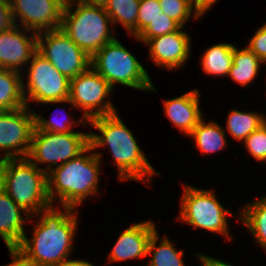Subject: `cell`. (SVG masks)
Wrapping results in <instances>:
<instances>
[{
	"label": "cell",
	"instance_id": "cell-1",
	"mask_svg": "<svg viewBox=\"0 0 266 266\" xmlns=\"http://www.w3.org/2000/svg\"><path fill=\"white\" fill-rule=\"evenodd\" d=\"M63 213L50 207L39 212L31 240L25 235L17 249L39 266L61 264L69 260L77 217L72 207H63Z\"/></svg>",
	"mask_w": 266,
	"mask_h": 266
},
{
	"label": "cell",
	"instance_id": "cell-2",
	"mask_svg": "<svg viewBox=\"0 0 266 266\" xmlns=\"http://www.w3.org/2000/svg\"><path fill=\"white\" fill-rule=\"evenodd\" d=\"M88 122L101 133H90L89 145L93 150L108 145L114 157V165H117L119 170V181H142L145 176L150 179L153 175H158L140 150L132 132L123 124L117 113L99 116Z\"/></svg>",
	"mask_w": 266,
	"mask_h": 266
},
{
	"label": "cell",
	"instance_id": "cell-3",
	"mask_svg": "<svg viewBox=\"0 0 266 266\" xmlns=\"http://www.w3.org/2000/svg\"><path fill=\"white\" fill-rule=\"evenodd\" d=\"M91 151L93 149L89 145L68 162L54 169L51 165L46 167L47 193L51 204L58 199L55 193L63 207L72 208L79 206L90 194L97 193L101 154ZM88 152H91L90 155H84Z\"/></svg>",
	"mask_w": 266,
	"mask_h": 266
},
{
	"label": "cell",
	"instance_id": "cell-4",
	"mask_svg": "<svg viewBox=\"0 0 266 266\" xmlns=\"http://www.w3.org/2000/svg\"><path fill=\"white\" fill-rule=\"evenodd\" d=\"M3 190L26 213L36 214L52 204L47 193V173L28 158L4 159Z\"/></svg>",
	"mask_w": 266,
	"mask_h": 266
},
{
	"label": "cell",
	"instance_id": "cell-5",
	"mask_svg": "<svg viewBox=\"0 0 266 266\" xmlns=\"http://www.w3.org/2000/svg\"><path fill=\"white\" fill-rule=\"evenodd\" d=\"M74 1L66 0L60 28L79 48L92 57L115 39L108 27V23H111L110 16L102 5L81 2H77L75 11L71 12Z\"/></svg>",
	"mask_w": 266,
	"mask_h": 266
},
{
	"label": "cell",
	"instance_id": "cell-6",
	"mask_svg": "<svg viewBox=\"0 0 266 266\" xmlns=\"http://www.w3.org/2000/svg\"><path fill=\"white\" fill-rule=\"evenodd\" d=\"M91 68L112 88L119 83L138 90L157 91L143 65L117 39L91 57Z\"/></svg>",
	"mask_w": 266,
	"mask_h": 266
},
{
	"label": "cell",
	"instance_id": "cell-7",
	"mask_svg": "<svg viewBox=\"0 0 266 266\" xmlns=\"http://www.w3.org/2000/svg\"><path fill=\"white\" fill-rule=\"evenodd\" d=\"M179 219L211 232L229 237L226 215L231 214L217 201L213 191L185 186Z\"/></svg>",
	"mask_w": 266,
	"mask_h": 266
},
{
	"label": "cell",
	"instance_id": "cell-8",
	"mask_svg": "<svg viewBox=\"0 0 266 266\" xmlns=\"http://www.w3.org/2000/svg\"><path fill=\"white\" fill-rule=\"evenodd\" d=\"M112 89L101 75L93 68H88L75 78L70 79V94L66 103L72 104L74 108L83 109L84 115L80 123L88 122L99 116L115 114L117 112L112 103L105 101V97L109 96Z\"/></svg>",
	"mask_w": 266,
	"mask_h": 266
},
{
	"label": "cell",
	"instance_id": "cell-9",
	"mask_svg": "<svg viewBox=\"0 0 266 266\" xmlns=\"http://www.w3.org/2000/svg\"><path fill=\"white\" fill-rule=\"evenodd\" d=\"M44 34H37V51L61 74L72 79L91 67V57L61 28L44 31Z\"/></svg>",
	"mask_w": 266,
	"mask_h": 266
},
{
	"label": "cell",
	"instance_id": "cell-10",
	"mask_svg": "<svg viewBox=\"0 0 266 266\" xmlns=\"http://www.w3.org/2000/svg\"><path fill=\"white\" fill-rule=\"evenodd\" d=\"M89 146V134L55 133L34 128L30 152L27 158L36 163L62 165L78 156ZM33 160V161H32Z\"/></svg>",
	"mask_w": 266,
	"mask_h": 266
},
{
	"label": "cell",
	"instance_id": "cell-11",
	"mask_svg": "<svg viewBox=\"0 0 266 266\" xmlns=\"http://www.w3.org/2000/svg\"><path fill=\"white\" fill-rule=\"evenodd\" d=\"M29 100L40 103H63L69 99L70 79L61 74L43 55L36 51L28 69ZM28 97V98H27Z\"/></svg>",
	"mask_w": 266,
	"mask_h": 266
},
{
	"label": "cell",
	"instance_id": "cell-12",
	"mask_svg": "<svg viewBox=\"0 0 266 266\" xmlns=\"http://www.w3.org/2000/svg\"><path fill=\"white\" fill-rule=\"evenodd\" d=\"M27 109L24 106L17 110L0 111V150L5 153L3 159L27 158L30 152L35 113L30 110L28 113Z\"/></svg>",
	"mask_w": 266,
	"mask_h": 266
},
{
	"label": "cell",
	"instance_id": "cell-13",
	"mask_svg": "<svg viewBox=\"0 0 266 266\" xmlns=\"http://www.w3.org/2000/svg\"><path fill=\"white\" fill-rule=\"evenodd\" d=\"M13 19L20 16L25 32L41 33L61 27L66 0H9ZM43 29V31H42ZM36 31V32H35Z\"/></svg>",
	"mask_w": 266,
	"mask_h": 266
},
{
	"label": "cell",
	"instance_id": "cell-14",
	"mask_svg": "<svg viewBox=\"0 0 266 266\" xmlns=\"http://www.w3.org/2000/svg\"><path fill=\"white\" fill-rule=\"evenodd\" d=\"M180 27L177 31L150 38L148 44L150 50V59L158 66L174 69L182 66L189 58L190 54V37L181 31Z\"/></svg>",
	"mask_w": 266,
	"mask_h": 266
},
{
	"label": "cell",
	"instance_id": "cell-15",
	"mask_svg": "<svg viewBox=\"0 0 266 266\" xmlns=\"http://www.w3.org/2000/svg\"><path fill=\"white\" fill-rule=\"evenodd\" d=\"M13 28L0 33V68L19 71L21 64L29 62L37 51V33L31 37Z\"/></svg>",
	"mask_w": 266,
	"mask_h": 266
},
{
	"label": "cell",
	"instance_id": "cell-16",
	"mask_svg": "<svg viewBox=\"0 0 266 266\" xmlns=\"http://www.w3.org/2000/svg\"><path fill=\"white\" fill-rule=\"evenodd\" d=\"M156 231L153 222L131 225L123 231L109 255V262L126 261L147 256L148 243Z\"/></svg>",
	"mask_w": 266,
	"mask_h": 266
},
{
	"label": "cell",
	"instance_id": "cell-17",
	"mask_svg": "<svg viewBox=\"0 0 266 266\" xmlns=\"http://www.w3.org/2000/svg\"><path fill=\"white\" fill-rule=\"evenodd\" d=\"M199 91L197 89L177 98L164 101L165 115L181 132L190 134L202 119L199 110Z\"/></svg>",
	"mask_w": 266,
	"mask_h": 266
},
{
	"label": "cell",
	"instance_id": "cell-18",
	"mask_svg": "<svg viewBox=\"0 0 266 266\" xmlns=\"http://www.w3.org/2000/svg\"><path fill=\"white\" fill-rule=\"evenodd\" d=\"M22 210L4 190L0 192V236L8 248H17L26 235Z\"/></svg>",
	"mask_w": 266,
	"mask_h": 266
},
{
	"label": "cell",
	"instance_id": "cell-19",
	"mask_svg": "<svg viewBox=\"0 0 266 266\" xmlns=\"http://www.w3.org/2000/svg\"><path fill=\"white\" fill-rule=\"evenodd\" d=\"M24 86L20 72L0 68V111L17 110L28 106L24 98L26 94Z\"/></svg>",
	"mask_w": 266,
	"mask_h": 266
},
{
	"label": "cell",
	"instance_id": "cell-20",
	"mask_svg": "<svg viewBox=\"0 0 266 266\" xmlns=\"http://www.w3.org/2000/svg\"><path fill=\"white\" fill-rule=\"evenodd\" d=\"M140 0H108L104 8L111 23L120 22L135 37L138 36V12Z\"/></svg>",
	"mask_w": 266,
	"mask_h": 266
},
{
	"label": "cell",
	"instance_id": "cell-21",
	"mask_svg": "<svg viewBox=\"0 0 266 266\" xmlns=\"http://www.w3.org/2000/svg\"><path fill=\"white\" fill-rule=\"evenodd\" d=\"M261 63L263 62L247 47L238 50L234 46L233 64L227 76L240 85L246 86L258 74Z\"/></svg>",
	"mask_w": 266,
	"mask_h": 266
},
{
	"label": "cell",
	"instance_id": "cell-22",
	"mask_svg": "<svg viewBox=\"0 0 266 266\" xmlns=\"http://www.w3.org/2000/svg\"><path fill=\"white\" fill-rule=\"evenodd\" d=\"M234 45L217 44L209 47L203 54L201 65L206 74L228 75L233 64Z\"/></svg>",
	"mask_w": 266,
	"mask_h": 266
},
{
	"label": "cell",
	"instance_id": "cell-23",
	"mask_svg": "<svg viewBox=\"0 0 266 266\" xmlns=\"http://www.w3.org/2000/svg\"><path fill=\"white\" fill-rule=\"evenodd\" d=\"M189 136L194 138L197 147L202 153H212L226 146L224 130L214 122L205 124L203 118Z\"/></svg>",
	"mask_w": 266,
	"mask_h": 266
},
{
	"label": "cell",
	"instance_id": "cell-24",
	"mask_svg": "<svg viewBox=\"0 0 266 266\" xmlns=\"http://www.w3.org/2000/svg\"><path fill=\"white\" fill-rule=\"evenodd\" d=\"M244 209L240 215L241 221L266 250V197L247 204Z\"/></svg>",
	"mask_w": 266,
	"mask_h": 266
},
{
	"label": "cell",
	"instance_id": "cell-25",
	"mask_svg": "<svg viewBox=\"0 0 266 266\" xmlns=\"http://www.w3.org/2000/svg\"><path fill=\"white\" fill-rule=\"evenodd\" d=\"M158 238L157 231H155L148 243L147 255L151 254L153 257L149 266H185L182 259L184 252L176 251L167 237H164L160 245L156 247Z\"/></svg>",
	"mask_w": 266,
	"mask_h": 266
},
{
	"label": "cell",
	"instance_id": "cell-26",
	"mask_svg": "<svg viewBox=\"0 0 266 266\" xmlns=\"http://www.w3.org/2000/svg\"><path fill=\"white\" fill-rule=\"evenodd\" d=\"M265 121L262 115L232 110L226 123L230 134L235 139L243 141Z\"/></svg>",
	"mask_w": 266,
	"mask_h": 266
},
{
	"label": "cell",
	"instance_id": "cell-27",
	"mask_svg": "<svg viewBox=\"0 0 266 266\" xmlns=\"http://www.w3.org/2000/svg\"><path fill=\"white\" fill-rule=\"evenodd\" d=\"M181 26L164 13L159 14L136 39L146 43L150 38H155L177 31Z\"/></svg>",
	"mask_w": 266,
	"mask_h": 266
},
{
	"label": "cell",
	"instance_id": "cell-28",
	"mask_svg": "<svg viewBox=\"0 0 266 266\" xmlns=\"http://www.w3.org/2000/svg\"><path fill=\"white\" fill-rule=\"evenodd\" d=\"M162 13L172 18L181 27L188 21L193 11L191 0H159Z\"/></svg>",
	"mask_w": 266,
	"mask_h": 266
},
{
	"label": "cell",
	"instance_id": "cell-29",
	"mask_svg": "<svg viewBox=\"0 0 266 266\" xmlns=\"http://www.w3.org/2000/svg\"><path fill=\"white\" fill-rule=\"evenodd\" d=\"M248 152L258 161H266V121L245 140Z\"/></svg>",
	"mask_w": 266,
	"mask_h": 266
},
{
	"label": "cell",
	"instance_id": "cell-30",
	"mask_svg": "<svg viewBox=\"0 0 266 266\" xmlns=\"http://www.w3.org/2000/svg\"><path fill=\"white\" fill-rule=\"evenodd\" d=\"M162 13L159 0H140L138 12V35Z\"/></svg>",
	"mask_w": 266,
	"mask_h": 266
},
{
	"label": "cell",
	"instance_id": "cell-31",
	"mask_svg": "<svg viewBox=\"0 0 266 266\" xmlns=\"http://www.w3.org/2000/svg\"><path fill=\"white\" fill-rule=\"evenodd\" d=\"M247 48L263 63L266 62V23L257 30Z\"/></svg>",
	"mask_w": 266,
	"mask_h": 266
},
{
	"label": "cell",
	"instance_id": "cell-32",
	"mask_svg": "<svg viewBox=\"0 0 266 266\" xmlns=\"http://www.w3.org/2000/svg\"><path fill=\"white\" fill-rule=\"evenodd\" d=\"M35 116V128L40 131H48V132H55V133H80V132H73L71 130L72 124L67 123L63 124L61 121H50L47 119H43L41 116L34 114ZM69 125V126H68Z\"/></svg>",
	"mask_w": 266,
	"mask_h": 266
},
{
	"label": "cell",
	"instance_id": "cell-33",
	"mask_svg": "<svg viewBox=\"0 0 266 266\" xmlns=\"http://www.w3.org/2000/svg\"><path fill=\"white\" fill-rule=\"evenodd\" d=\"M15 26L9 0H0V33Z\"/></svg>",
	"mask_w": 266,
	"mask_h": 266
},
{
	"label": "cell",
	"instance_id": "cell-34",
	"mask_svg": "<svg viewBox=\"0 0 266 266\" xmlns=\"http://www.w3.org/2000/svg\"><path fill=\"white\" fill-rule=\"evenodd\" d=\"M11 256L13 257L12 263L5 266H39L34 261L28 259L22 252L17 248H8Z\"/></svg>",
	"mask_w": 266,
	"mask_h": 266
},
{
	"label": "cell",
	"instance_id": "cell-35",
	"mask_svg": "<svg viewBox=\"0 0 266 266\" xmlns=\"http://www.w3.org/2000/svg\"><path fill=\"white\" fill-rule=\"evenodd\" d=\"M217 0H191L192 8L195 10L194 18H199L205 13Z\"/></svg>",
	"mask_w": 266,
	"mask_h": 266
},
{
	"label": "cell",
	"instance_id": "cell-36",
	"mask_svg": "<svg viewBox=\"0 0 266 266\" xmlns=\"http://www.w3.org/2000/svg\"><path fill=\"white\" fill-rule=\"evenodd\" d=\"M198 257H199L200 261L203 263V266H232V265L227 264L223 261L213 259L209 256H205L202 254H198Z\"/></svg>",
	"mask_w": 266,
	"mask_h": 266
},
{
	"label": "cell",
	"instance_id": "cell-37",
	"mask_svg": "<svg viewBox=\"0 0 266 266\" xmlns=\"http://www.w3.org/2000/svg\"><path fill=\"white\" fill-rule=\"evenodd\" d=\"M49 266H94V265L84 260H66L61 264H54Z\"/></svg>",
	"mask_w": 266,
	"mask_h": 266
},
{
	"label": "cell",
	"instance_id": "cell-38",
	"mask_svg": "<svg viewBox=\"0 0 266 266\" xmlns=\"http://www.w3.org/2000/svg\"><path fill=\"white\" fill-rule=\"evenodd\" d=\"M4 185V159L0 158V192L3 191Z\"/></svg>",
	"mask_w": 266,
	"mask_h": 266
},
{
	"label": "cell",
	"instance_id": "cell-39",
	"mask_svg": "<svg viewBox=\"0 0 266 266\" xmlns=\"http://www.w3.org/2000/svg\"><path fill=\"white\" fill-rule=\"evenodd\" d=\"M78 2L89 4V5H102L104 6L108 0H77Z\"/></svg>",
	"mask_w": 266,
	"mask_h": 266
}]
</instances>
